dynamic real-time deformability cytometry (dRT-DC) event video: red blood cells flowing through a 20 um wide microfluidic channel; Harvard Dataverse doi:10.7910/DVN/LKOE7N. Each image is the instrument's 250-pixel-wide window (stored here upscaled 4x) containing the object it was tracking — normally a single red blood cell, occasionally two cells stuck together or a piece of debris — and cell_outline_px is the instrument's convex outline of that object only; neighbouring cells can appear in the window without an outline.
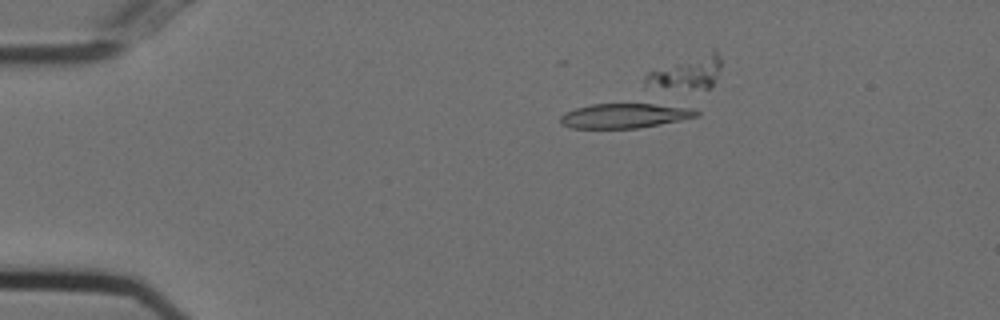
{"species": "Egyptian fruit bat (a non-hibernating species)", "species_latin": "Rousettus aegyptiacus", "temperature_condition": "cold", "stored_images_in_passage": 32, "camera_frame_rate_fps": 3000, "um_per_image_px": 0.085, "animal": {"sex": "female"}, "frame": {"image": 1, "passage_image": 11, "time_ms": 3.333, "image_size_px": [1000, 320], "cell_outline_px": [[700, 116], [640, 128], [572, 128], [560, 124], [560, 116], [564, 112], [576, 108], [592, 104], [644, 100], [692, 108], [700, 112]], "centroid_in_image_um": [53.17, 9.77], "position_along_channel_um": 31.8, "area_um2": 20.87}}
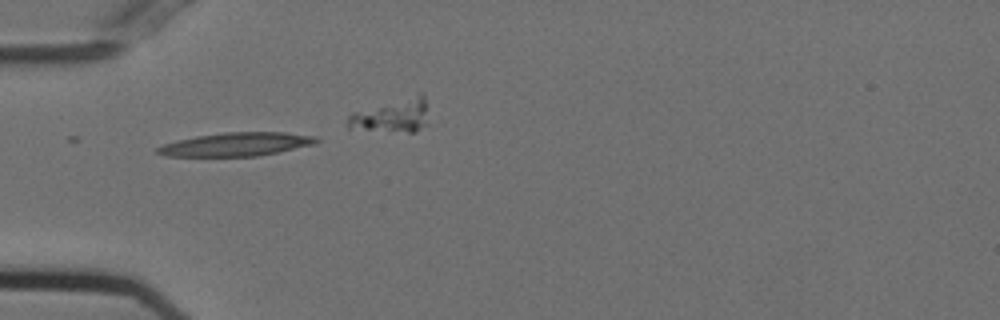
{"frame": {"image": 2, "passage_image": 18, "time_ms": 5.667, "image_size_px": [1000, 320], "cell_outline_px": [[320, 140], [316, 144], [256, 156], [164, 156], [156, 152], [156, 148], [164, 144], [176, 140], [196, 136], [224, 132], [284, 132], [316, 136]], "centroid_in_image_um": [20.08, 12.26], "position_along_channel_um": 64.9, "area_um2": 21.73}}